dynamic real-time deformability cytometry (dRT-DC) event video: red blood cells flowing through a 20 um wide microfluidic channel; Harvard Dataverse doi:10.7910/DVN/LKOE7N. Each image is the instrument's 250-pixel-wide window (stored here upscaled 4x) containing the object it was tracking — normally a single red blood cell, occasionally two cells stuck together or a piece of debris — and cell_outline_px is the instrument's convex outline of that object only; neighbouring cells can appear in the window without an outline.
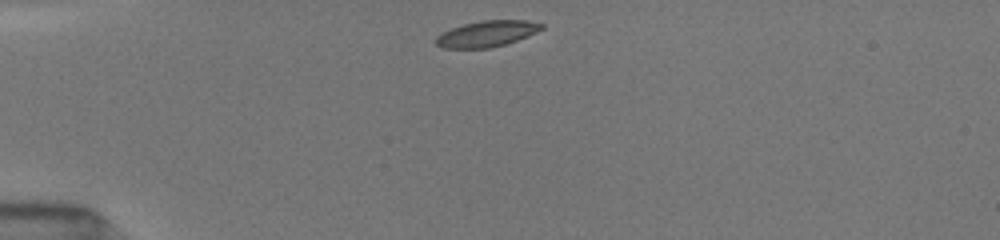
{"species": "common noctule bat (a hibernating species)", "species_latin": "Nyctalus noctula", "temperature_condition": "room temperature", "stored_images_in_passage": 39, "camera_frame_rate_fps": 3000, "um_per_image_px": 0.085, "animal": {"sex": "female", "body_mass_g": 19.5, "forearm_length_mm": 54.1}, "frame": {"image": 1, "passage_image": 1, "time_ms": 0.0, "image_size_px": [1000, 240], "cell_outline_px": [[544, 28], [536, 32], [516, 40], [504, 44], [488, 48], [440, 48], [436, 44], [436, 36], [440, 32], [464, 24], [480, 20], [528, 20], [544, 24]], "centroid_in_image_um": [41.35, 2.86], "position_along_channel_um": 43.6, "area_um2": 16.01}}
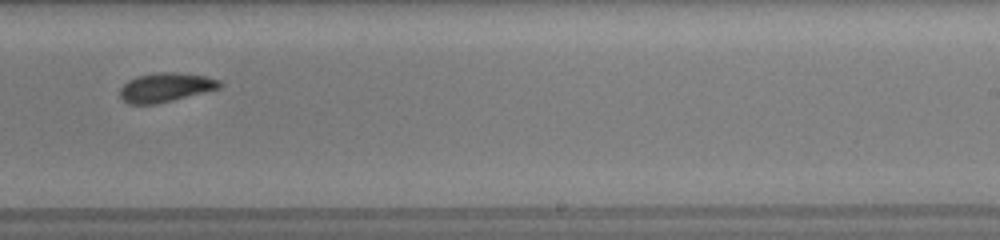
{"frame": {"image": 2, "passage_image": 21, "time_ms": 6.667, "image_size_px": [1000, 240], "cell_outline_px": [[224, 84], [220, 88], [156, 104], [128, 104], [120, 96], [120, 88], [128, 80], [136, 76], [156, 72], [180, 72], [204, 76], [220, 80]], "centroid_in_image_um": [14.08, 7.41], "position_along_channel_um": 274.9, "area_um2": 16.94}}
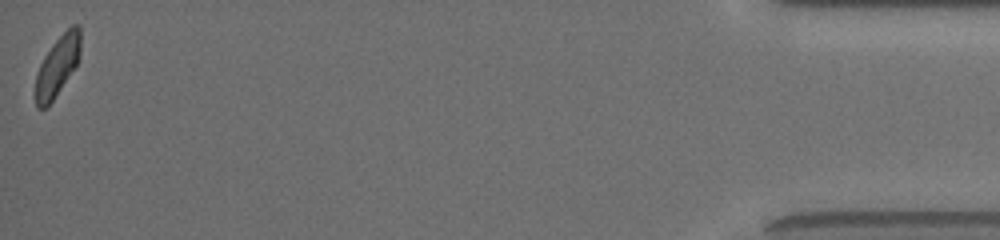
{"frame": {"image": 3, "passage_image": 39, "time_ms": 12.667, "image_size_px": [1000, 240], "cell_outline_px": [[80, 56], [76, 64], [52, 100], [44, 108], [36, 108], [36, 72], [44, 56], [52, 44], [72, 24], [80, 24]], "centroid_in_image_um": [4.88, 5.55], "position_along_channel_um": 430.3, "area_um2": 15.32}, "authors_computed_cell_mechanics": {"area_um2": 16.8776, "velocity_mm_per_s": 3.9977, "shape_relaxation_time_tau1_ms": 2.8592, "shape_relaxation_time_tau2_ms": 1.5275, "deformation_change_tau1": 0.1161, "deformation_change_tau2": 0.0621}}